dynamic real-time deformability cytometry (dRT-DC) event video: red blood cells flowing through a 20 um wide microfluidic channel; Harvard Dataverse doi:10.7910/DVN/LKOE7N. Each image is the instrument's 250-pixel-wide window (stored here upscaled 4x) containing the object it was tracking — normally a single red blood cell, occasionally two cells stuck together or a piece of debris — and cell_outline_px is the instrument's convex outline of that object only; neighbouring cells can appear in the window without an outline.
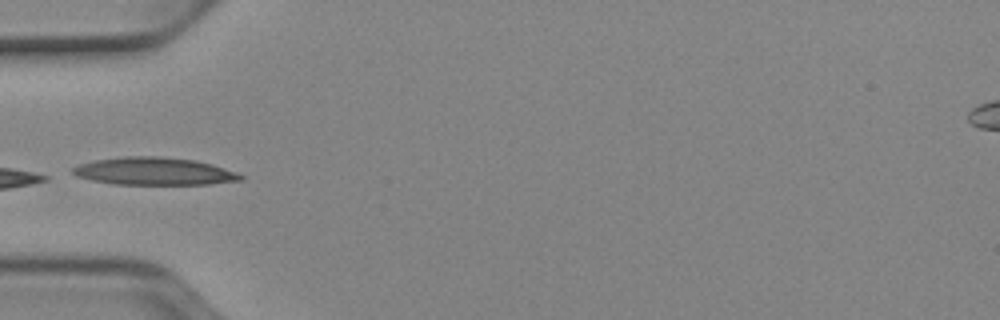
{"species": "Egyptian fruit bat (a non-hibernating species)", "species_latin": "Rousettus aegyptiacus", "temperature_condition": "cold", "stored_images_in_passage": 35, "camera_frame_rate_fps": 3000, "um_per_image_px": 0.085, "animal": {"sex": "female"}, "frame": {"image": 1, "passage_image": 1, "time_ms": 0.0, "image_size_px": [1000, 320], "cell_outline_px": [[244, 180], [208, 184], [112, 184], [92, 180], [76, 176], [72, 172], [72, 168], [80, 164], [96, 160], [124, 156], [160, 156], [196, 160], [212, 164], [236, 172], [244, 176]], "centroid_in_image_um": [13.12, 14.55], "position_along_channel_um": 71.9, "area_um2": 26.99}}